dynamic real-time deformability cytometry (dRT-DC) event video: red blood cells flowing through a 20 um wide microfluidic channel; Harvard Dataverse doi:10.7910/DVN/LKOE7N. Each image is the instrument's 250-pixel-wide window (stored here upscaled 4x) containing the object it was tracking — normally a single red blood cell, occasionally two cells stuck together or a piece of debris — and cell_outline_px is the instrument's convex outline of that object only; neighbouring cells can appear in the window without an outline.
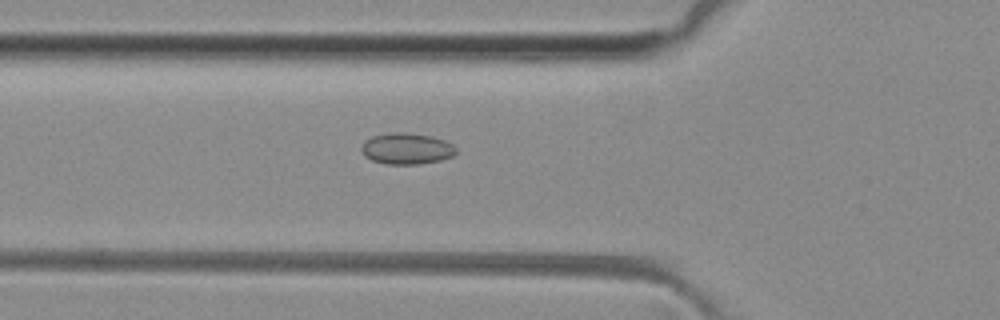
{"species": "common noctule bat (a hibernating species)", "species_latin": "Nyctalus noctula", "temperature_condition": "room temperature", "stored_images_in_passage": 36, "camera_frame_rate_fps": 3000, "um_per_image_px": 0.085, "animal": {"sex": "female", "body_mass_g": 29.2, "forearm_length_mm": 56.3}, "frame": {"image": 1, "passage_image": 3, "time_ms": 0.667, "image_size_px": [1000, 320], "cell_outline_px": [[456, 152], [452, 156], [440, 160], [420, 164], [384, 164], [372, 160], [364, 156], [360, 148], [364, 140], [372, 136], [392, 132], [404, 132], [432, 136], [444, 140], [452, 144], [456, 148]], "centroid_in_image_um": [34.53, 12.63], "position_along_channel_um": 91.3, "area_um2": 17.34}}
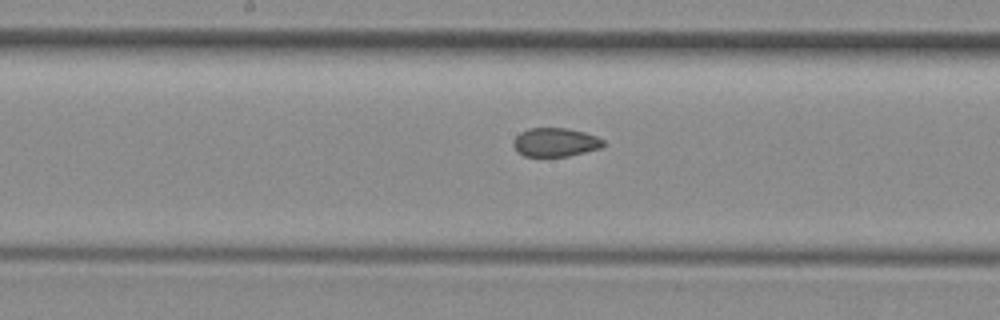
{"frame": {"image": 2, "passage_image": 11, "time_ms": 3.333, "image_size_px": [1000, 320], "cell_outline_px": [[604, 144], [600, 148], [568, 156], [524, 156], [512, 144], [516, 136], [520, 132], [528, 128], [564, 128], [584, 132], [596, 136], [604, 140]], "centroid_in_image_um": [47.2, 12.08], "position_along_channel_um": 201.0, "area_um2": 14.85}}
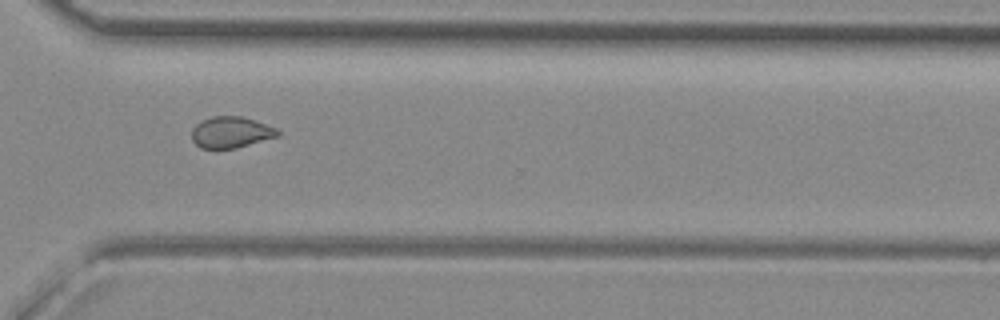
{"frame": {"image": 3, "passage_image": 22, "time_ms": 7.0, "image_size_px": [1000, 320], "cell_outline_px": [[280, 136], [236, 148], [200, 148], [192, 140], [192, 128], [200, 120], [212, 116], [244, 116], [276, 128], [280, 132]], "centroid_in_image_um": [19.63, 11.23], "position_along_channel_um": 351.0, "area_um2": 15.78}, "authors_computed_cell_mechanics": {"area_um2": 15.8083, "velocity_mm_per_s": 4.1056, "shape_relaxation_time_tau1_ms": null, "shape_relaxation_time_tau2_ms": 4.0851, "deformation_change_tau1": null, "deformation_change_tau2": 0.0744}}